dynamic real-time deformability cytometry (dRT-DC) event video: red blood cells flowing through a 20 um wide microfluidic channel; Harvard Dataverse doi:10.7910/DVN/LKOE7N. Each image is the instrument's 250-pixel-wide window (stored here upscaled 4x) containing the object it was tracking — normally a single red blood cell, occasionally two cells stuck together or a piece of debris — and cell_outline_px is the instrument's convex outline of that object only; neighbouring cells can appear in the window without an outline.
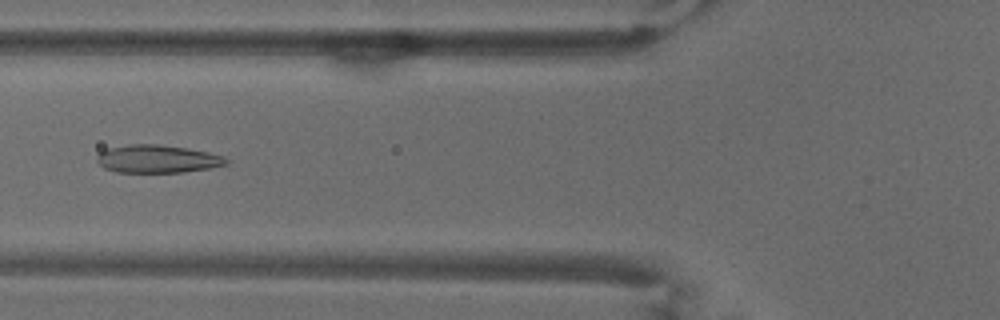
{"species": "common noctule bat (a hibernating species)", "species_latin": "Nyctalus noctula", "temperature_condition": "warm", "stored_images_in_passage": 53, "camera_frame_rate_fps": 3000, "um_per_image_px": 0.085, "animal": {"sex": "male", "body_mass_g": 18.8}, "frame": {"image": 1, "passage_image": 20, "time_ms": 6.333, "image_size_px": [1000, 320], "cell_outline_px": [[228, 164], [208, 168], [184, 172], [116, 172], [104, 168], [96, 160], [96, 156], [100, 152], [108, 148], [128, 144], [160, 144], [188, 148], [208, 152], [224, 156], [228, 160]], "centroid_in_image_um": [13.37, 13.5], "position_along_channel_um": 112.4, "area_um2": 21.1}}
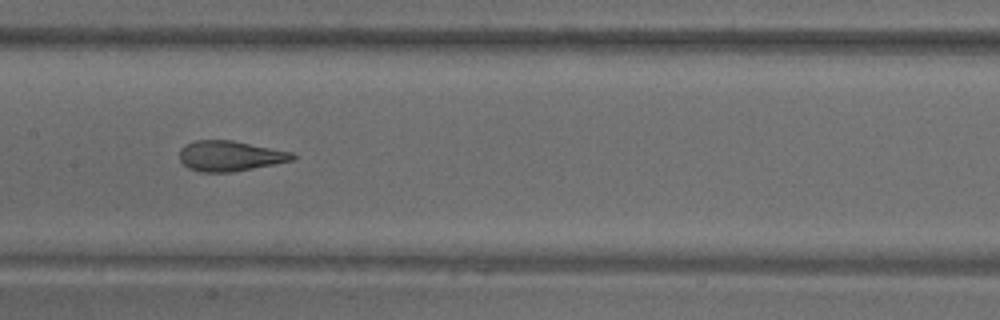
{"frame": {"image": 2, "passage_image": 26, "time_ms": 8.333, "image_size_px": [1000, 320], "cell_outline_px": [[296, 160], [232, 172], [200, 172], [188, 168], [180, 160], [180, 148], [184, 144], [196, 140], [232, 140], [292, 152], [296, 156]], "centroid_in_image_um": [19.55, 13.25], "position_along_channel_um": 187.9, "area_um2": 20.06}}
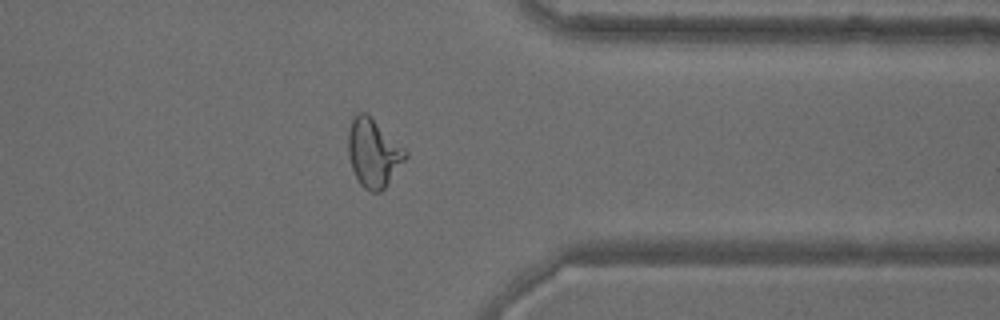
{"frame": {"image": 3, "passage_image": 42, "time_ms": 13.667, "image_size_px": [1000, 320], "cell_outline_px": [[408, 156], [384, 188], [380, 192], [372, 192], [364, 188], [360, 184], [352, 168], [348, 156], [348, 132], [352, 116], [360, 112], [364, 112], [372, 116], [408, 152]], "centroid_in_image_um": [31.73, 12.97], "position_along_channel_um": 379.7, "area_um2": 22.77}, "authors_computed_cell_mechanics": {"area_um2": 22.7732, "velocity_mm_per_s": 3.747, "shape_relaxation_time_tau1_ms": 6.1366, "shape_relaxation_time_tau2_ms": 1.1123, "deformation_change_tau1": 0.2095, "deformation_change_tau2": 0.0929}}